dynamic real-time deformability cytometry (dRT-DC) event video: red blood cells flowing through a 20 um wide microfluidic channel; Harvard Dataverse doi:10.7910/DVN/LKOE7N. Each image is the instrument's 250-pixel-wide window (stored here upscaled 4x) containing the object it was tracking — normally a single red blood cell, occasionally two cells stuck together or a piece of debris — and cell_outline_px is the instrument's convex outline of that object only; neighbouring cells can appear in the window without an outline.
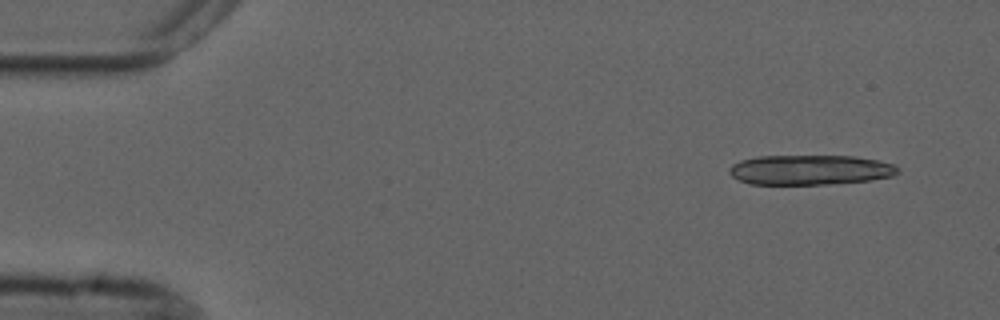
{"species": "common noctule bat (a hibernating species)", "species_latin": "Nyctalus noctula", "temperature_condition": "cold", "stored_images_in_passage": 4, "camera_frame_rate_fps": 3000, "um_per_image_px": 0.085, "animal": {"sex": "male", "forearm_length_mm": 52.5}, "frame": {"image": 1, "passage_image": 1, "time_ms": 0.0, "image_size_px": [1000, 320], "cell_outline_px": [[900, 172], [892, 176], [872, 180], [828, 184], [752, 184], [740, 180], [732, 176], [728, 172], [728, 168], [732, 164], [740, 160], [756, 156], [856, 156], [896, 164], [900, 168]], "centroid_in_image_um": [68.88, 14.43], "position_along_channel_um": 16.1, "area_um2": 29.59}}